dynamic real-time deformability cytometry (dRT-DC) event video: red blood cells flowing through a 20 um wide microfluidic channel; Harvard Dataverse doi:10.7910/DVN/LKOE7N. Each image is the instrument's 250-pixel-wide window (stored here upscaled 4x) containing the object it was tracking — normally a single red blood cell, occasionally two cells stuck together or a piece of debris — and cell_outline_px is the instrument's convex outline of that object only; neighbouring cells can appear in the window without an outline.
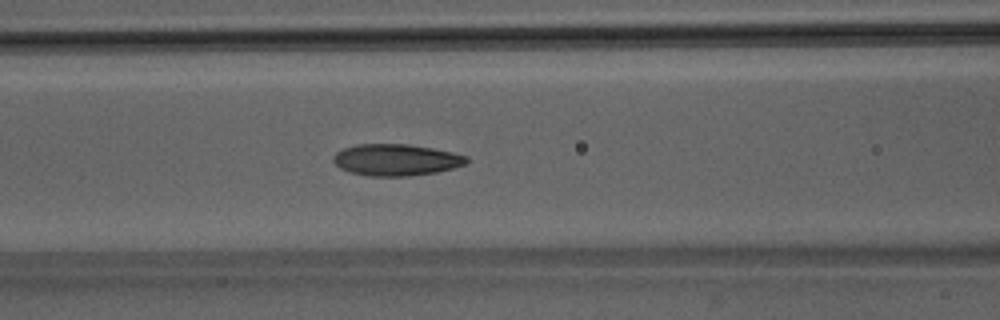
{"species": "Egyptian fruit bat (a non-hibernating species)", "species_latin": "Rousettus aegyptiacus", "temperature_condition": "room temperature", "stored_images_in_passage": 27, "camera_frame_rate_fps": 3000, "um_per_image_px": 0.085, "animal": {"sex": "male"}, "frame": {"image": 1, "passage_image": 12, "time_ms": 3.667, "image_size_px": [1000, 320], "cell_outline_px": [[468, 160], [464, 164], [452, 168], [436, 172], [408, 176], [368, 176], [348, 172], [340, 168], [332, 160], [332, 156], [336, 152], [344, 148], [356, 144], [408, 144], [432, 148], [452, 152], [468, 156]], "centroid_in_image_um": [33.62, 13.58], "position_along_channel_um": 133.0, "area_um2": 24.57}}